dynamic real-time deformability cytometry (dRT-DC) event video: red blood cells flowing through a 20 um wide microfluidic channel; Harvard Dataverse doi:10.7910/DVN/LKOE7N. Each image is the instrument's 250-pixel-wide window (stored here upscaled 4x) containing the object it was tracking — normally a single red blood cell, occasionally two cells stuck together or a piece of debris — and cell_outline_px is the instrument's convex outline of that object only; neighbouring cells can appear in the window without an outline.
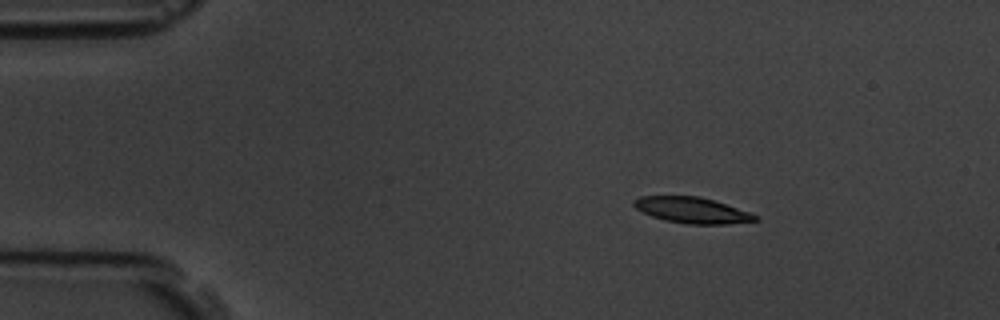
{"species": "common noctule bat (a hibernating species)", "species_latin": "Nyctalus noctula", "temperature_condition": "room temperature", "stored_images_in_passage": 3, "camera_frame_rate_fps": 3000, "um_per_image_px": 0.085, "animal": {"sex": "male", "body_mass_g": 19.5, "forearm_length_mm": 54.6}, "frame": {"image": 1, "passage_image": 1, "time_ms": 0.0, "image_size_px": [1000, 320], "cell_outline_px": [[760, 220], [728, 224], [684, 224], [664, 220], [652, 216], [636, 208], [632, 204], [632, 200], [640, 196], [700, 196], [760, 216]], "centroid_in_image_um": [58.81, 17.87], "position_along_channel_um": 26.2, "area_um2": 18.26}}